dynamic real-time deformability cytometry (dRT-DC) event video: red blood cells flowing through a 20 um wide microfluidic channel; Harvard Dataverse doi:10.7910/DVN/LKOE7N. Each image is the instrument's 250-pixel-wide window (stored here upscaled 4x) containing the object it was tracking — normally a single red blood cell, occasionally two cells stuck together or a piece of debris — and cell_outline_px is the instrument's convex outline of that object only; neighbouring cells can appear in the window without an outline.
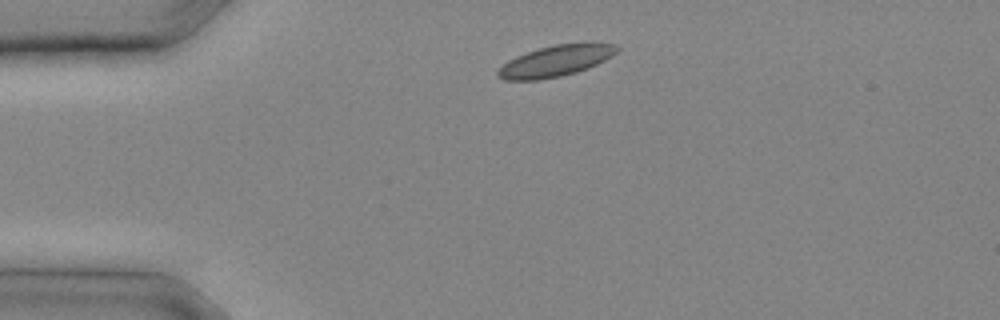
{"species": "common noctule bat (a hibernating species)", "species_latin": "Nyctalus noctula", "temperature_condition": "cold", "stored_images_in_passage": 13, "camera_frame_rate_fps": 3000, "um_per_image_px": 0.085, "animal": {"sex": "male", "body_mass_g": 20.4}, "frame": {"image": 1, "passage_image": 1, "time_ms": 0.0, "image_size_px": [1000, 320], "cell_outline_px": [[620, 48], [612, 56], [588, 68], [576, 72], [560, 76], [536, 80], [504, 80], [496, 76], [496, 72], [508, 60], [516, 56], [540, 48], [556, 44], [588, 40], [616, 44]], "centroid_in_image_um": [47.29, 5.14], "position_along_channel_um": 37.7, "area_um2": 21.96}}
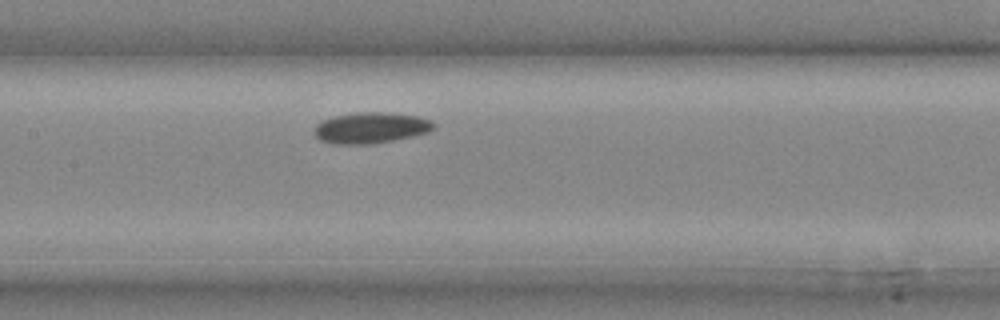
{"frame": {"image": 2, "passage_image": 8, "time_ms": 2.333, "image_size_px": [1000, 320], "cell_outline_px": [[436, 128], [428, 132], [412, 136], [372, 144], [336, 144], [320, 140], [312, 132], [316, 124], [320, 120], [332, 116], [356, 112], [384, 112], [416, 116], [432, 120], [436, 124]], "centroid_in_image_um": [31.49, 10.85], "position_along_channel_um": 175.9, "area_um2": 21.79}}
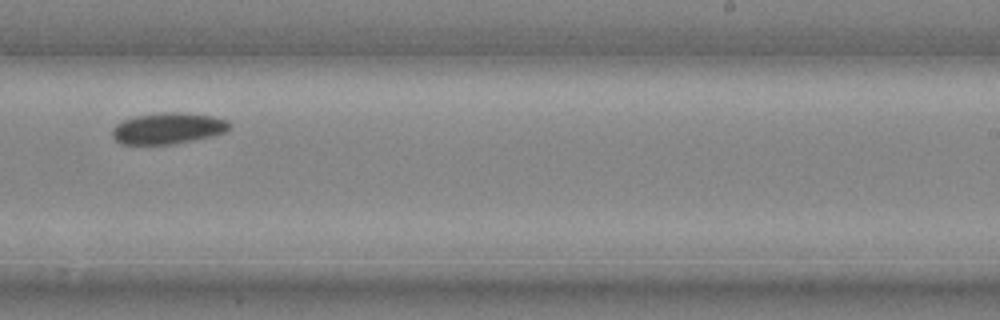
{"frame": {"image": 3, "passage_image": 12, "time_ms": 3.667, "image_size_px": [1000, 320], "cell_outline_px": [[232, 128], [224, 132], [212, 136], [172, 144], [120, 144], [112, 136], [112, 128], [116, 124], [124, 120], [136, 116], [164, 112], [184, 112], [212, 116], [224, 120], [232, 124]], "centroid_in_image_um": [14.28, 10.91], "position_along_channel_um": 274.7, "area_um2": 21.27}}